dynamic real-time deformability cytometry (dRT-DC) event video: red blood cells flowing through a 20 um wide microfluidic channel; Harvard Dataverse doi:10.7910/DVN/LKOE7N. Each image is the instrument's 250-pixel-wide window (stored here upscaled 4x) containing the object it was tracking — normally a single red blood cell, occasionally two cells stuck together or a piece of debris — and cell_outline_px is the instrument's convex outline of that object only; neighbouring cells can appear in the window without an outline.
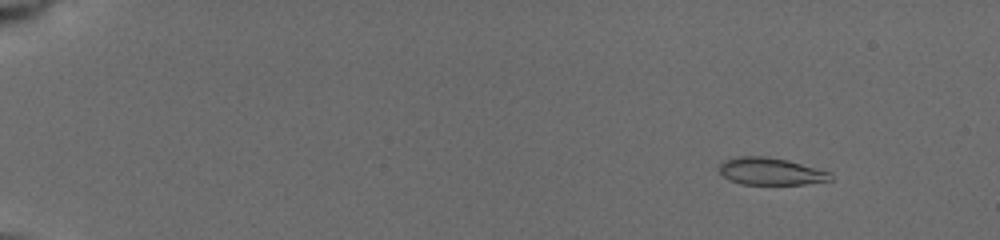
{"species": "common noctule bat (a hibernating species)", "species_latin": "Nyctalus noctula", "temperature_condition": "cold", "stored_images_in_passage": 36, "camera_frame_rate_fps": 3000, "um_per_image_px": 0.085, "animal": {"sex": "female", "body_mass_g": 19.5, "forearm_length_mm": 54.1}, "frame": {"image": 1, "passage_image": 6, "time_ms": 1.667, "image_size_px": [1000, 240], "cell_outline_px": [[832, 180], [804, 184], [740, 184], [728, 180], [720, 172], [720, 164], [724, 160], [736, 156], [768, 156], [788, 160], [832, 172]], "centroid_in_image_um": [65.52, 14.56], "position_along_channel_um": 19.5, "area_um2": 17.8}}
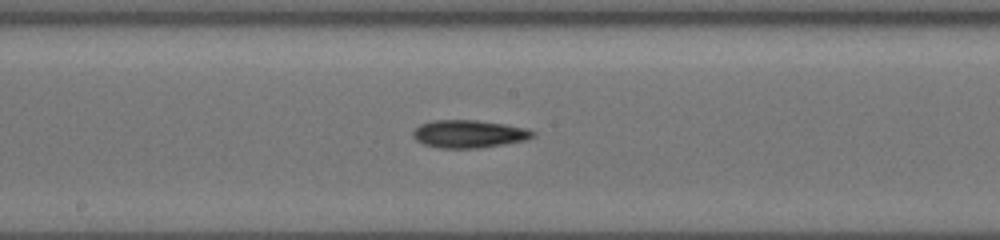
{"frame": {"image": 2, "passage_image": 24, "time_ms": 10.0, "image_size_px": [1000, 240], "cell_outline_px": [[536, 136], [524, 140], [504, 144], [480, 148], [440, 148], [424, 144], [416, 140], [412, 136], [412, 132], [420, 124], [432, 120], [476, 120], [504, 124], [524, 128], [536, 132]], "centroid_in_image_um": [39.84, 11.38], "position_along_channel_um": 208.4, "area_um2": 19.36}}
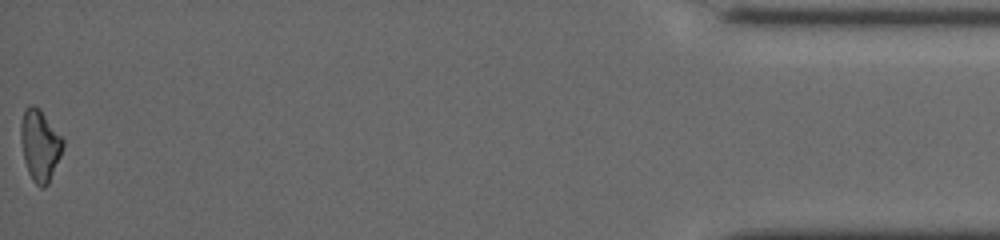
{"frame": {"image": 3, "passage_image": 36, "time_ms": 17.667, "image_size_px": [1000, 240], "cell_outline_px": [[64, 144], [60, 156], [48, 184], [44, 188], [40, 188], [32, 180], [28, 172], [24, 160], [20, 140], [20, 124], [24, 108], [28, 104], [32, 104], [40, 108], [64, 140]], "centroid_in_image_um": [3.37, 12.32], "position_along_channel_um": 431.8, "area_um2": 17.69}, "authors_computed_cell_mechanics": {"area_um2": 18.3515, "velocity_mm_per_s": 3.9471, "shape_relaxation_time_tau1_ms": 3.12, "shape_relaxation_time_tau2_ms": null, "deformation_change_tau1": 0.1113, "deformation_change_tau2": null}}